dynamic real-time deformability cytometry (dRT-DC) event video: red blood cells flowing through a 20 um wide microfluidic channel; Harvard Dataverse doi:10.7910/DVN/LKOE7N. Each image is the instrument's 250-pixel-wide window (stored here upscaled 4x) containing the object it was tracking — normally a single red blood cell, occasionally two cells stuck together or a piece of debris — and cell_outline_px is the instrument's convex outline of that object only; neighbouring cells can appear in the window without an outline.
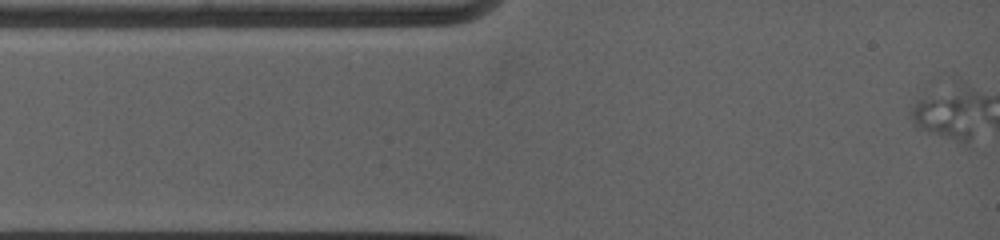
{"species": "common noctule bat (a hibernating species)", "species_latin": "Nyctalus noctula", "temperature_condition": "warm", "stored_images_in_passage": 5, "segment_of_instrument_passage": [1, 2], "camera_frame_rate_fps": 5000, "um_per_image_px": 0.085, "animal": {"sex": "female", "body_mass_g": 19.0, "forearm_length_mm": 53.3}, "frame": {"image": 1, "passage_image": 1, "time_ms": 0.0, "image_size_px": [1000, 240], "cell_outline_px": [[972, 136], [968, 148], [932, 132], [924, 128], [920, 124], [908, 108], [916, 100], [936, 100], [972, 132]], "centroid_in_image_um": [79.96, 10.33], "position_along_channel_um": 5.0, "area_um2": 11.1}}